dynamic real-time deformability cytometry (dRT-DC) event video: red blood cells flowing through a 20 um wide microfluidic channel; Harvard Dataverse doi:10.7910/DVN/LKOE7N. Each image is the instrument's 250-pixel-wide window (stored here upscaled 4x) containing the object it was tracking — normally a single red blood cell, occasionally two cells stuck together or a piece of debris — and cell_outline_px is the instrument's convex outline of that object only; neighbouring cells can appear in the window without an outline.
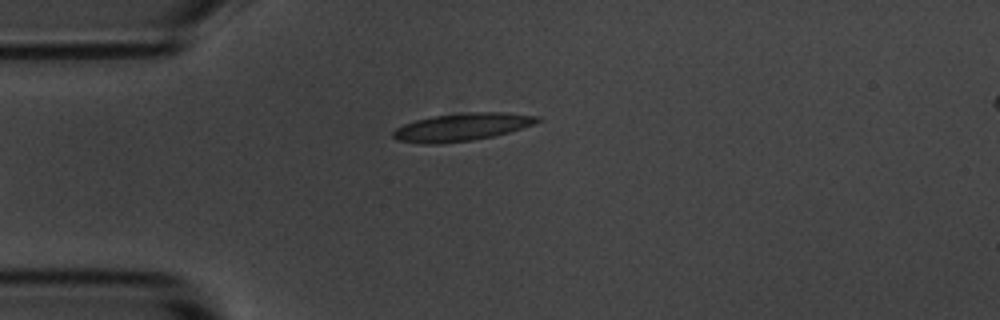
{"species": "common noctule bat (a hibernating species)", "species_latin": "Nyctalus noctula", "temperature_condition": "room temperature", "stored_images_in_passage": 4, "camera_frame_rate_fps": 3000, "um_per_image_px": 0.085, "animal": {"sex": "male", "body_mass_g": 20.1, "forearm_length_mm": 53.5}, "frame": {"image": 1, "passage_image": 4, "time_ms": 4.667, "image_size_px": [1000, 320], "cell_outline_px": [[544, 120], [508, 132], [492, 136], [472, 140], [440, 144], [424, 144], [396, 140], [392, 136], [392, 132], [396, 128], [404, 124], [416, 120], [432, 116], [464, 112], [504, 112], [540, 116]], "centroid_in_image_um": [39.24, 10.79], "position_along_channel_um": 45.8, "area_um2": 23.35}}